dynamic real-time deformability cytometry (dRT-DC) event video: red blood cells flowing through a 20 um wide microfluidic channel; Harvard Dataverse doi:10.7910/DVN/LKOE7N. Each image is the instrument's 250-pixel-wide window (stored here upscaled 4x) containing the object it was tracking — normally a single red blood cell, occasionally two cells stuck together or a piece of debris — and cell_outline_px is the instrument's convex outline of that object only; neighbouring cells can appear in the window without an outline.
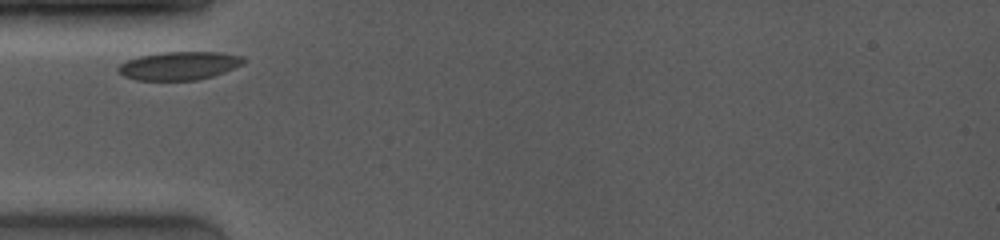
{"species": "common noctule bat (a hibernating species)", "species_latin": "Nyctalus noctula", "temperature_condition": "room temperature", "stored_images_in_passage": 4, "camera_frame_rate_fps": 4000, "um_per_image_px": 0.085, "animal": {"sex": "female", "body_mass_g": 19.0, "forearm_length_mm": 53.3}, "frame": {"image": 1, "passage_image": 1, "time_ms": 0.0, "image_size_px": [1000, 240], "cell_outline_px": [[244, 64], [224, 72], [212, 76], [196, 80], [136, 80], [124, 76], [116, 68], [120, 64], [128, 60], [140, 56], [160, 52], [220, 52], [244, 56]], "centroid_in_image_um": [15.25, 5.58], "position_along_channel_um": 69.8, "area_um2": 20.63}}